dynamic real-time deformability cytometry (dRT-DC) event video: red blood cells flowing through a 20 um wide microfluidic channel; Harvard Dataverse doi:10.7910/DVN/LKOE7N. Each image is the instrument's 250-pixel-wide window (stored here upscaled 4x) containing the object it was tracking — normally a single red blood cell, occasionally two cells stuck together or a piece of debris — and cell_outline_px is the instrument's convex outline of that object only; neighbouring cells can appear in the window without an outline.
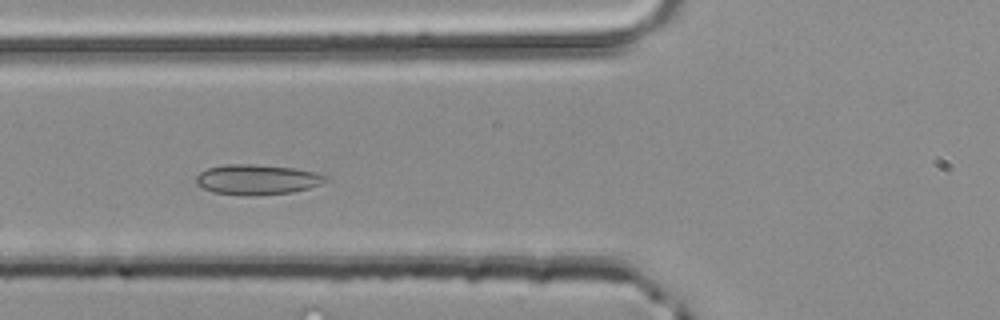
{"species": "common noctule bat (a hibernating species)", "species_latin": "Nyctalus noctula", "temperature_condition": "room temperature", "stored_images_in_passage": 44, "camera_frame_rate_fps": 3000, "um_per_image_px": 0.085, "animal": {"sex": "male", "body_mass_g": 20.4}, "frame": {"image": 1, "passage_image": 13, "time_ms": 4.0, "image_size_px": [1000, 320], "cell_outline_px": [[328, 180], [320, 184], [308, 188], [292, 192], [256, 196], [248, 196], [212, 192], [196, 184], [196, 176], [200, 172], [208, 168], [228, 164], [252, 164], [292, 168], [312, 172], [328, 176]], "centroid_in_image_um": [21.83, 15.27], "position_along_channel_um": 104.0, "area_um2": 22.66}}
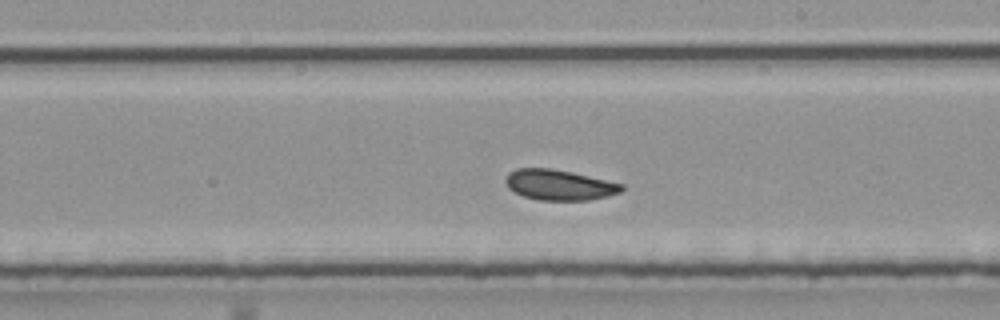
{"frame": {"image": 2, "passage_image": 23, "time_ms": 7.333, "image_size_px": [1000, 320], "cell_outline_px": [[624, 188], [620, 192], [608, 196], [588, 200], [540, 200], [524, 196], [508, 188], [504, 180], [508, 172], [516, 168], [548, 168], [572, 172], [624, 184]], "centroid_in_image_um": [47.52, 15.71], "position_along_channel_um": 241.5, "area_um2": 20.58}}
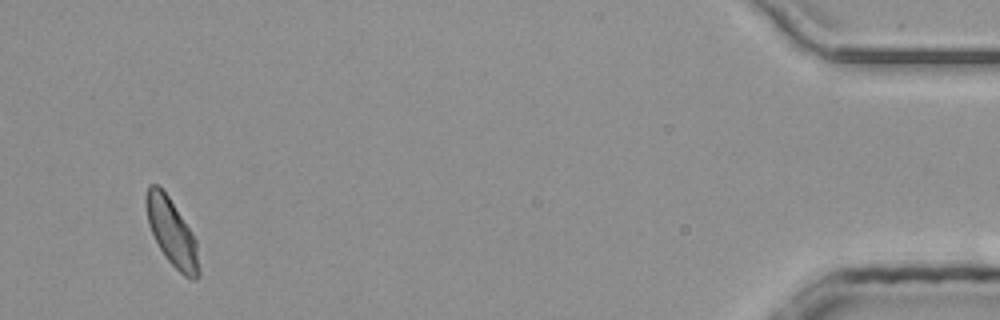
{"frame": {"image": 3, "passage_image": 42, "time_ms": 13.667, "image_size_px": [1000, 320], "cell_outline_px": [[200, 276], [196, 280], [192, 280], [184, 276], [164, 256], [148, 224], [144, 204], [144, 196], [148, 184], [156, 184], [168, 196], [192, 232], [196, 240], [200, 268]], "centroid_in_image_um": [14.6, 19.76], "position_along_channel_um": 420.6, "area_um2": 20.69}, "authors_computed_cell_mechanics": {"area_um2": 20.9236, "velocity_mm_per_s": 4.1241, "shape_relaxation_time_tau1_ms": null, "shape_relaxation_time_tau2_ms": 1.8718, "deformation_change_tau1": null, "deformation_change_tau2": 0.0766}}